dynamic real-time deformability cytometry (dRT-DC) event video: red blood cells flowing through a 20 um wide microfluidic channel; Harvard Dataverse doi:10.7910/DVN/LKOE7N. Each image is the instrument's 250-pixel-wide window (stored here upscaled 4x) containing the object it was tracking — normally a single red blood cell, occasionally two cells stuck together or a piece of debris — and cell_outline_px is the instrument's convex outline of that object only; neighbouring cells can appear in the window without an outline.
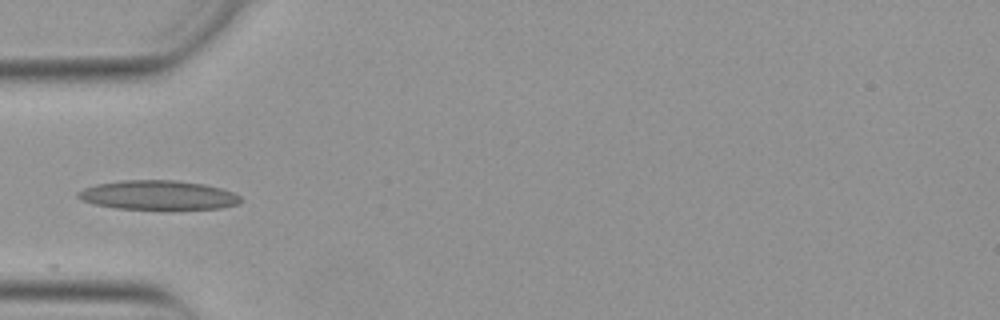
{"species": "Egyptian fruit bat (a non-hibernating species)", "species_latin": "Rousettus aegyptiacus", "temperature_condition": "warm", "stored_images_in_passage": 9, "camera_frame_rate_fps": 3000, "um_per_image_px": 0.085, "animal": {"sex": "female"}, "frame": {"image": 1, "passage_image": 1, "time_ms": 0.0, "image_size_px": [1000, 320], "cell_outline_px": [[240, 200], [236, 204], [220, 208], [116, 208], [96, 204], [80, 200], [76, 196], [76, 192], [84, 188], [96, 184], [120, 180], [176, 180], [204, 184], [220, 188], [232, 192], [240, 196]], "centroid_in_image_um": [13.37, 16.56], "position_along_channel_um": 71.6, "area_um2": 27.28}}
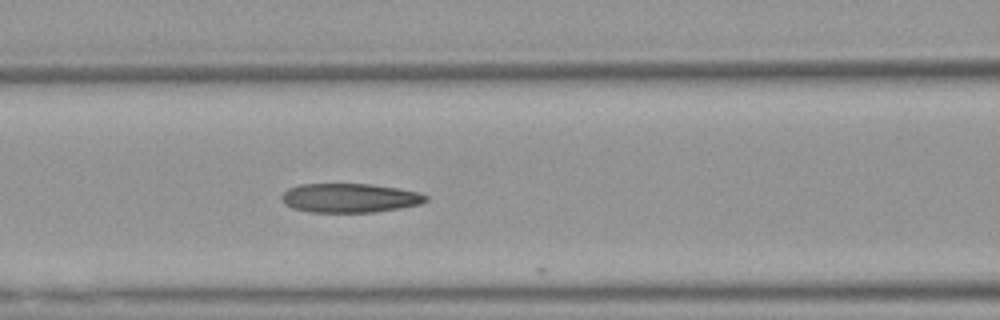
{"frame": {"image": 2, "passage_image": 6, "time_ms": 1.667, "image_size_px": [1000, 320], "cell_outline_px": [[428, 200], [420, 204], [400, 208], [372, 212], [308, 212], [292, 208], [284, 204], [280, 200], [280, 196], [288, 188], [300, 184], [368, 184], [396, 188], [420, 192], [428, 196]], "centroid_in_image_um": [29.69, 16.83], "position_along_channel_um": 136.9, "area_um2": 24.57}}